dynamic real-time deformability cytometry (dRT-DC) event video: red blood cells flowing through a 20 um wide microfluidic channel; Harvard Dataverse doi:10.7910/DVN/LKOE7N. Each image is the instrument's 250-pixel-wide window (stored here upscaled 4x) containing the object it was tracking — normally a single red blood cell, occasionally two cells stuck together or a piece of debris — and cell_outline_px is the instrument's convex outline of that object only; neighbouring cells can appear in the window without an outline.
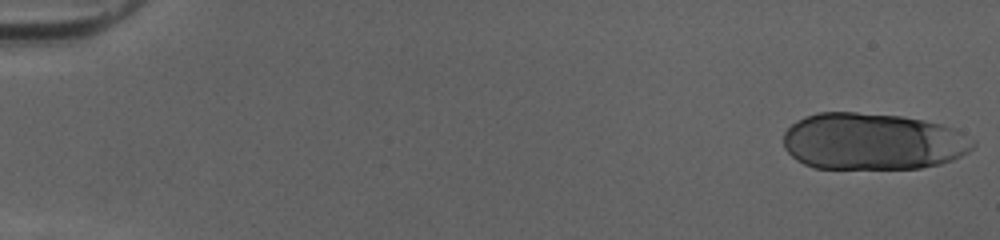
{"species": "human", "species_latin": "Homo sapiens", "temperature_condition": "cold", "stored_images_in_passage": 50, "segment_of_instrument_passage": [1, 2], "camera_frame_rate_fps": 3000, "um_per_image_px": 0.085, "donor": {"sex": "female"}, "frame": {"image": 1, "passage_image": 1, "time_ms": 0.0, "image_size_px": [1000, 240], "cell_outline_px": [[976, 144], [968, 152], [952, 160], [940, 164], [920, 168], [812, 168], [796, 160], [784, 148], [784, 132], [796, 120], [804, 116], [816, 112], [856, 112], [900, 116], [924, 120], [956, 128], [976, 140]], "centroid_in_image_um": [74.19, 12.02], "position_along_channel_um": 10.8, "area_um2": 63.29}}